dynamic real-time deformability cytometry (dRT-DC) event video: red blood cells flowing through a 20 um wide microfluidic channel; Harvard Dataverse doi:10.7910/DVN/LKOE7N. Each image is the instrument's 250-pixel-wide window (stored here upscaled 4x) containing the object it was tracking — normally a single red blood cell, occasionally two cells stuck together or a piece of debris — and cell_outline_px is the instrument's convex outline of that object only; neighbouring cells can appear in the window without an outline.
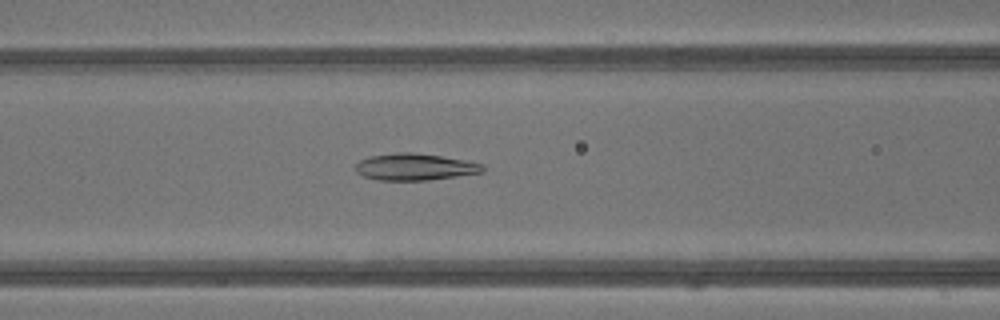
{"species": "common noctule bat (a hibernating species)", "species_latin": "Nyctalus noctula", "temperature_condition": "warm", "stored_images_in_passage": 35, "camera_frame_rate_fps": 3000, "um_per_image_px": 0.085, "animal": {"sex": "male", "body_mass_g": 13.3}, "frame": {"image": 1, "passage_image": 11, "time_ms": 3.333, "image_size_px": [1000, 320], "cell_outline_px": [[484, 172], [428, 180], [380, 180], [364, 176], [356, 172], [352, 168], [360, 160], [368, 156], [396, 152], [412, 152], [440, 156], [464, 160], [484, 164]], "centroid_in_image_um": [35.22, 14.18], "position_along_channel_um": 131.4, "area_um2": 19.88}}
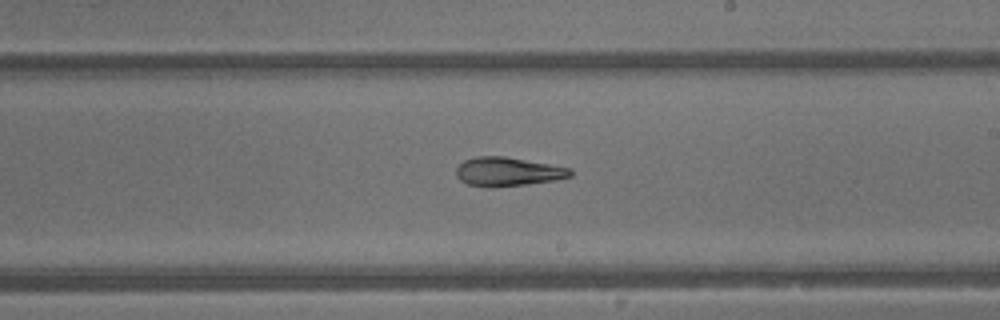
{"frame": {"image": 2, "passage_image": 18, "time_ms": 5.667, "image_size_px": [1000, 320], "cell_outline_px": [[572, 176], [556, 180], [528, 184], [496, 188], [488, 188], [468, 184], [460, 180], [456, 176], [456, 168], [464, 160], [476, 156], [504, 156], [572, 168]], "centroid_in_image_um": [43.16, 14.6], "position_along_channel_um": 245.8, "area_um2": 19.48}}
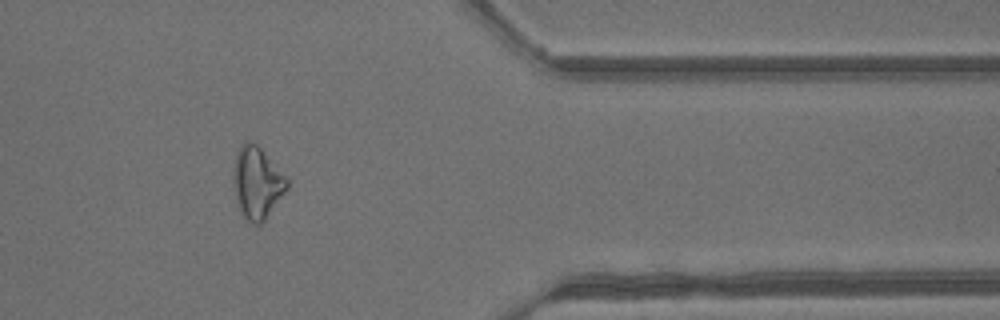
{"frame": {"image": 3, "passage_image": 28, "time_ms": 9.0, "image_size_px": [1000, 320], "cell_outline_px": [[288, 188], [264, 220], [260, 224], [252, 224], [244, 216], [240, 208], [232, 184], [232, 172], [236, 152], [240, 144], [248, 140], [256, 144], [260, 148], [288, 180]], "centroid_in_image_um": [21.81, 15.51], "position_along_channel_um": 389.6, "area_um2": 22.14}}